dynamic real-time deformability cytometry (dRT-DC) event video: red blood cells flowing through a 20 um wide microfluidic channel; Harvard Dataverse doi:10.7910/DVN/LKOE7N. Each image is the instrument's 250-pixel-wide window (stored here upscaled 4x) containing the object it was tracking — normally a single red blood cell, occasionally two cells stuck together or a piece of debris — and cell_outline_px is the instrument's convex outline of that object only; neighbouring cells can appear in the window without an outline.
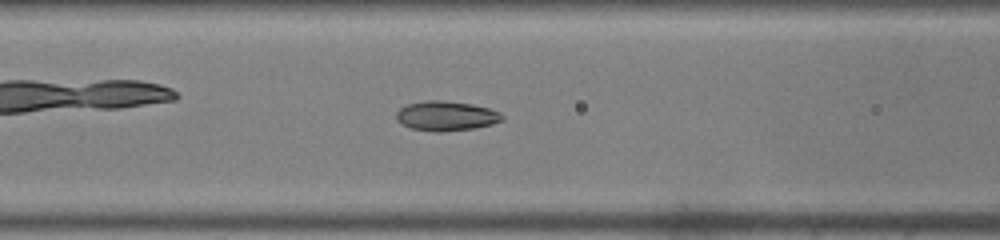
{"species": "common noctule bat (a hibernating species)", "species_latin": "Nyctalus noctula", "temperature_condition": "warm", "stored_images_in_passage": 35, "camera_frame_rate_fps": 3000, "um_per_image_px": 0.085, "animal": {"sex": "male", "body_mass_g": 19.0, "forearm_length_mm": 50.8}, "frame": {"image": 1, "passage_image": 6, "time_ms": 1.667, "image_size_px": [1000, 240], "cell_outline_px": [[504, 120], [492, 124], [476, 128], [444, 132], [436, 132], [412, 128], [396, 120], [396, 112], [400, 108], [408, 104], [428, 100], [440, 100], [472, 104], [488, 108], [500, 112], [504, 116]], "centroid_in_image_um": [37.95, 9.86], "position_along_channel_um": 128.6, "area_um2": 18.32}}
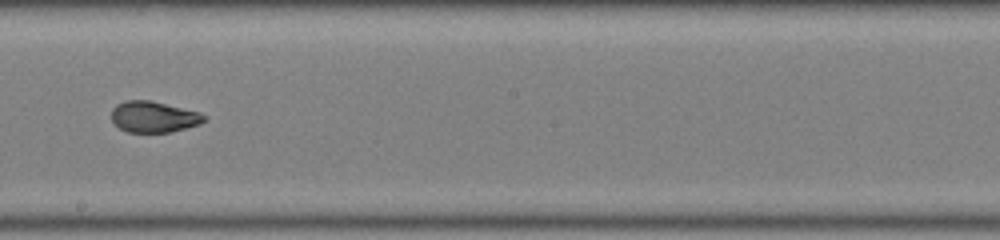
{"frame": {"image": 2, "passage_image": 14, "time_ms": 4.333, "image_size_px": [1000, 240], "cell_outline_px": [[208, 116], [200, 124], [168, 132], [128, 132], [112, 124], [112, 108], [116, 104], [124, 100], [152, 100], [200, 112]], "centroid_in_image_um": [13.04, 9.91], "position_along_channel_um": 235.2, "area_um2": 16.94}}
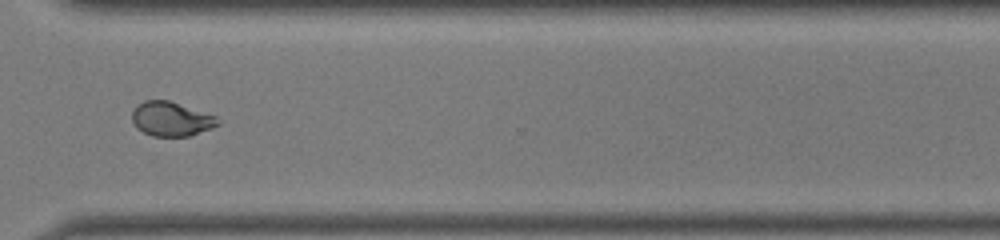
{"frame": {"image": 3, "passage_image": 23, "time_ms": 7.333, "image_size_px": [1000, 240], "cell_outline_px": [[220, 124], [212, 128], [188, 136], [152, 136], [136, 128], [132, 120], [132, 112], [144, 100], [168, 100], [216, 116]], "centroid_in_image_um": [14.55, 10.12], "position_along_channel_um": 356.1, "area_um2": 16.94}, "authors_computed_cell_mechanics": {"area_um2": 17.7446, "velocity_mm_per_s": 4.0115, "shape_relaxation_time_tau1_ms": 7.0598, "shape_relaxation_time_tau2_ms": 1.7494, "deformation_change_tau1": 0.1965, "deformation_change_tau2": 0.0607}}